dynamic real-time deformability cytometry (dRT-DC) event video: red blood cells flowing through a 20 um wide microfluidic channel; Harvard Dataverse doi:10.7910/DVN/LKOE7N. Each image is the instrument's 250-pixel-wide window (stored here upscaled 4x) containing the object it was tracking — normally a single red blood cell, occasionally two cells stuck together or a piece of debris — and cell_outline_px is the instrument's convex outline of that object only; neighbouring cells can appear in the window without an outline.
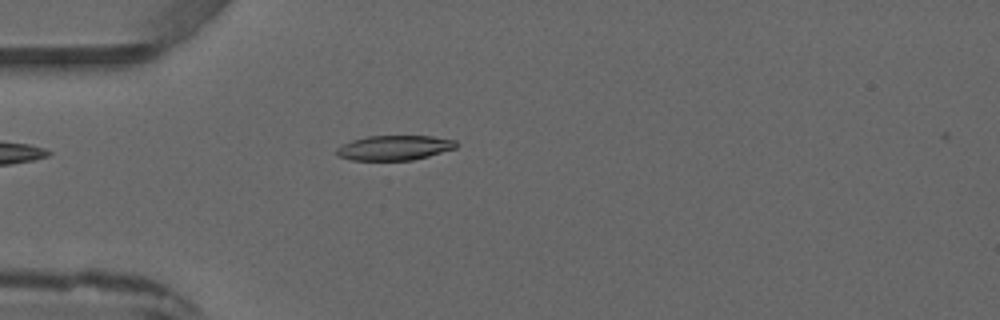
{"species": "common noctule bat (a hibernating species)", "species_latin": "Nyctalus noctula", "temperature_condition": "warm", "stored_images_in_passage": 2, "camera_frame_rate_fps": 3000, "um_per_image_px": 0.085, "animal": {"sex": "male", "forearm_length_mm": 52.5}, "frame": {"image": 1, "passage_image": 2, "time_ms": 2.0, "image_size_px": [1000, 320], "cell_outline_px": [[460, 144], [456, 148], [428, 156], [412, 160], [352, 160], [336, 156], [336, 148], [352, 140], [368, 136], [432, 136], [456, 140]], "centroid_in_image_um": [33.54, 12.56], "position_along_channel_um": 51.5, "area_um2": 17.34}}